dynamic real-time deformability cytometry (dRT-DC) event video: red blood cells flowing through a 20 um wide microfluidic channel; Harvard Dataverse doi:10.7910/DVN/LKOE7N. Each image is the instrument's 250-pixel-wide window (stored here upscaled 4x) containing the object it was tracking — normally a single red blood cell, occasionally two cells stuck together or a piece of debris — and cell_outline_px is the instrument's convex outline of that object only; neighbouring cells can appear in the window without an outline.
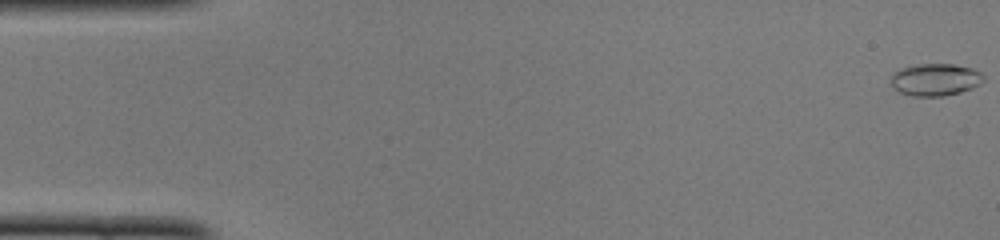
{"species": "common noctule bat (a hibernating species)", "species_latin": "Nyctalus noctula", "temperature_condition": "cold", "stored_images_in_passage": 49, "camera_frame_rate_fps": 3000, "um_per_image_px": 0.085, "animal": {"sex": "female", "body_mass_g": 22.0, "forearm_length_mm": 56.7}, "frame": {"image": 1, "passage_image": 1, "time_ms": 0.0, "image_size_px": [1000, 240], "cell_outline_px": [[984, 80], [980, 84], [972, 88], [960, 92], [944, 96], [912, 96], [900, 92], [892, 84], [892, 72], [900, 68], [916, 64], [952, 64], [972, 68], [980, 72], [984, 76]], "centroid_in_image_um": [79.51, 6.76], "position_along_channel_um": 5.5, "area_um2": 17.4}}
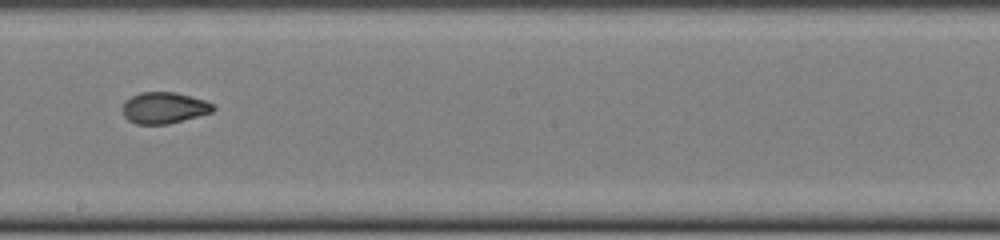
{"frame": {"image": 2, "passage_image": 28, "time_ms": 9.0, "image_size_px": [1000, 240], "cell_outline_px": [[216, 108], [212, 112], [168, 124], [136, 124], [128, 120], [124, 116], [120, 108], [124, 100], [140, 92], [176, 92], [204, 100], [212, 104]], "centroid_in_image_um": [13.89, 9.16], "position_along_channel_um": 234.3, "area_um2": 16.65}}
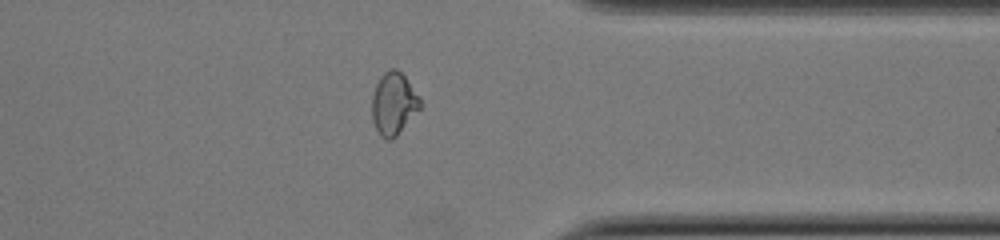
{"frame": {"image": 3, "passage_image": 39, "time_ms": 12.667, "image_size_px": [1000, 240], "cell_outline_px": [[420, 108], [396, 136], [392, 140], [388, 140], [380, 136], [372, 120], [372, 96], [376, 84], [380, 76], [384, 72], [392, 68], [396, 68], [404, 76], [420, 100]], "centroid_in_image_um": [33.42, 8.82], "position_along_channel_um": 378.0, "area_um2": 17.17}, "authors_computed_cell_mechanics": {"area_um2": 17.2244, "velocity_mm_per_s": 4.1138, "shape_relaxation_time_tau1_ms": 4.8516, "shape_relaxation_time_tau2_ms": 1.5011, "deformation_change_tau1": 0.1796, "deformation_change_tau2": 0.0598}}